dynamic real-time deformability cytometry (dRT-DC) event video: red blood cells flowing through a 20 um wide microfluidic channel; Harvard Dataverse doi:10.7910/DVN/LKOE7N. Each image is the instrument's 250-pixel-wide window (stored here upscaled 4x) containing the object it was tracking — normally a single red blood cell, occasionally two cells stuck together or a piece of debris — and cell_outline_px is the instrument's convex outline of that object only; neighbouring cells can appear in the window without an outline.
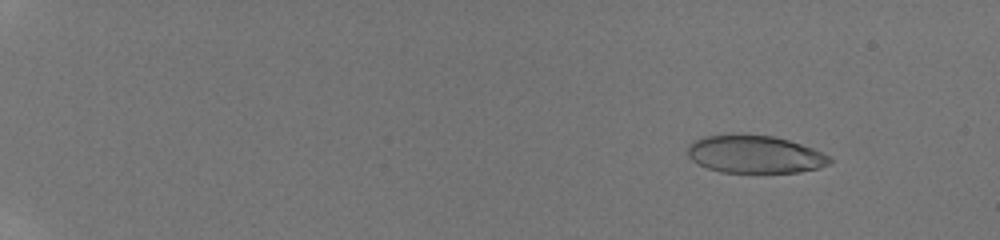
{"species": "human", "species_latin": "Homo sapiens", "temperature_condition": "room temperature", "stored_images_in_passage": 59, "camera_frame_rate_fps": 3000, "um_per_image_px": 0.085, "donor": {"sex": "male"}, "frame": {"image": 1, "passage_image": 7, "time_ms": 2.333, "image_size_px": [1000, 240], "cell_outline_px": [[832, 160], [828, 164], [816, 168], [800, 172], [720, 172], [696, 164], [688, 156], [688, 144], [704, 136], [740, 132], [776, 136], [812, 148], [832, 156]], "centroid_in_image_um": [64.13, 13.08], "position_along_channel_um": 20.9, "area_um2": 31.73}}
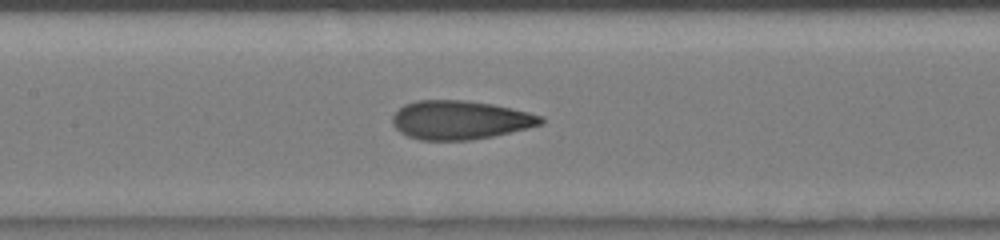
{"frame": {"image": 2, "passage_image": 31, "time_ms": 10.0, "image_size_px": [1000, 240], "cell_outline_px": [[544, 124], [528, 128], [492, 136], [468, 140], [420, 140], [408, 136], [400, 132], [392, 124], [392, 116], [404, 104], [416, 100], [464, 100], [492, 104], [528, 112], [544, 116]], "centroid_in_image_um": [39.11, 10.2], "position_along_channel_um": 168.3, "area_um2": 33.52}}
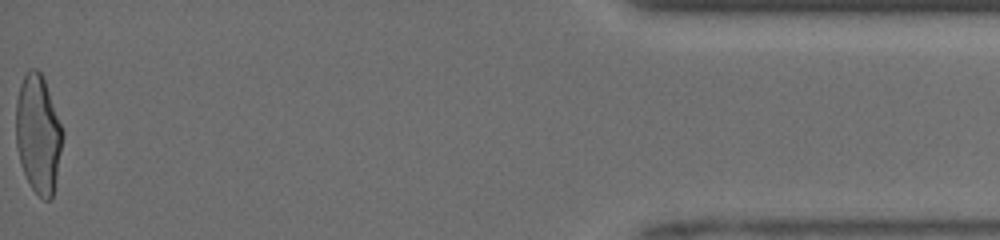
{"frame": {"image": 3, "passage_image": 58, "time_ms": 18.0, "image_size_px": [1000, 240], "cell_outline_px": [[64, 136], [52, 200], [44, 200], [32, 188], [20, 164], [16, 148], [16, 100], [20, 84], [28, 68], [36, 68], [40, 72], [44, 80], [64, 132]], "centroid_in_image_um": [3.24, 11.4], "position_along_channel_um": 432.0, "area_um2": 32.19}, "authors_computed_cell_mechanics": {"area_um2": 32.8882, "velocity_mm_per_s": 4.1468, "shape_relaxation_time_tau1_ms": 7.7671, "shape_relaxation_time_tau2_ms": 0.8449, "deformation_change_tau1": 0.2392, "deformation_change_tau2": 0.0706}}